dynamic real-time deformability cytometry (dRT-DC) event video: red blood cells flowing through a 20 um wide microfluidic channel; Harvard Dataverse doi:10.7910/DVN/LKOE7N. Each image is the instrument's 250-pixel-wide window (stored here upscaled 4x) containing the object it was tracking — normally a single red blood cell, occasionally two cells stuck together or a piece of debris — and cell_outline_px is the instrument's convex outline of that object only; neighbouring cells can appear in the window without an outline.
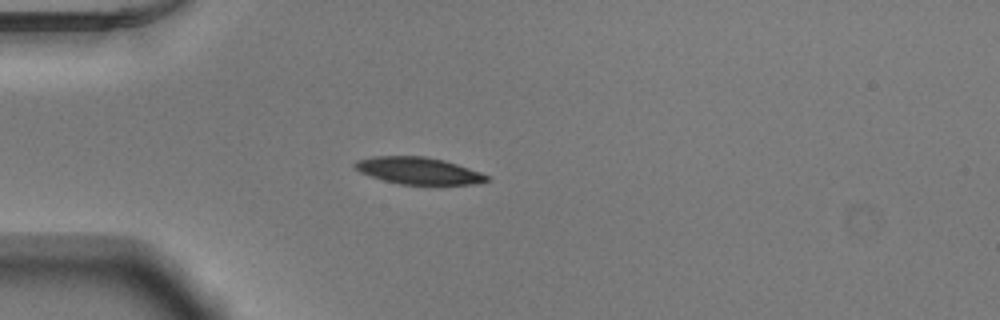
{"species": "Egyptian fruit bat (a non-hibernating species)", "species_latin": "Rousettus aegyptiacus", "temperature_condition": "warm", "stored_images_in_passage": 39, "camera_frame_rate_fps": 3000, "um_per_image_px": 0.085, "animal": {"sex": "male"}, "frame": {"image": 1, "passage_image": 1, "time_ms": 0.0, "image_size_px": [1000, 320], "cell_outline_px": [[488, 180], [480, 184], [400, 184], [384, 180], [360, 172], [352, 168], [352, 164], [356, 160], [372, 156], [424, 156], [444, 160], [480, 172], [488, 176]], "centroid_in_image_um": [35.52, 14.5], "position_along_channel_um": 49.5, "area_um2": 20.63}}
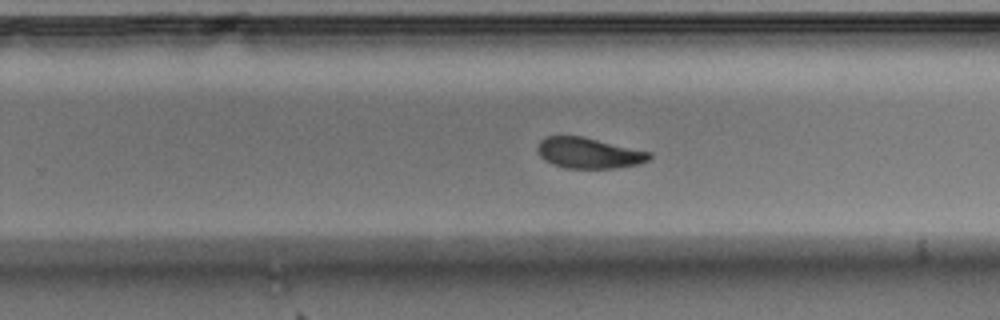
{"frame": {"image": 2, "passage_image": 20, "time_ms": 6.333, "image_size_px": [1000, 320], "cell_outline_px": [[652, 156], [648, 160], [640, 164], [616, 168], [564, 168], [544, 160], [540, 156], [536, 148], [540, 140], [544, 136], [584, 136], [652, 152]], "centroid_in_image_um": [50.06, 13.0], "position_along_channel_um": 279.7, "area_um2": 20.29}}
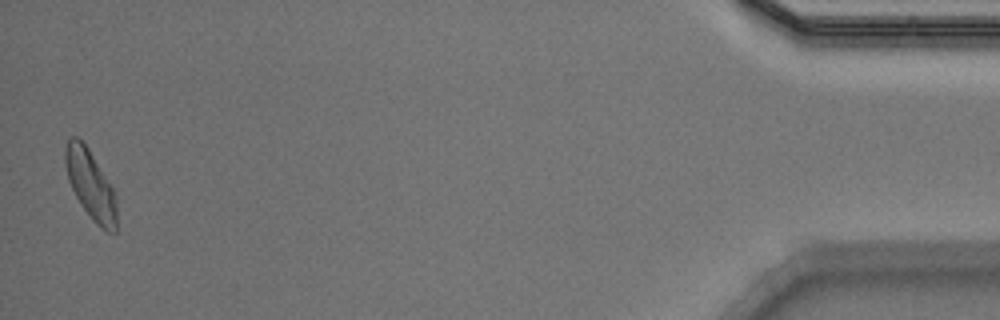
{"frame": {"image": 3, "passage_image": 38, "time_ms": 12.333, "image_size_px": [1000, 320], "cell_outline_px": [[116, 232], [108, 232], [96, 224], [92, 220], [80, 204], [68, 180], [64, 164], [64, 148], [68, 140], [72, 136], [76, 136], [88, 148], [112, 188], [116, 200]], "centroid_in_image_um": [7.66, 15.7], "position_along_channel_um": 427.5, "area_um2": 20.46}, "authors_computed_cell_mechanics": {"area_um2": 21.2126, "velocity_mm_per_s": 3.8782, "shape_relaxation_time_tau1_ms": 2.2075, "shape_relaxation_time_tau2_ms": 3.7587, "deformation_change_tau1": 0.105, "deformation_change_tau2": 0.096}}